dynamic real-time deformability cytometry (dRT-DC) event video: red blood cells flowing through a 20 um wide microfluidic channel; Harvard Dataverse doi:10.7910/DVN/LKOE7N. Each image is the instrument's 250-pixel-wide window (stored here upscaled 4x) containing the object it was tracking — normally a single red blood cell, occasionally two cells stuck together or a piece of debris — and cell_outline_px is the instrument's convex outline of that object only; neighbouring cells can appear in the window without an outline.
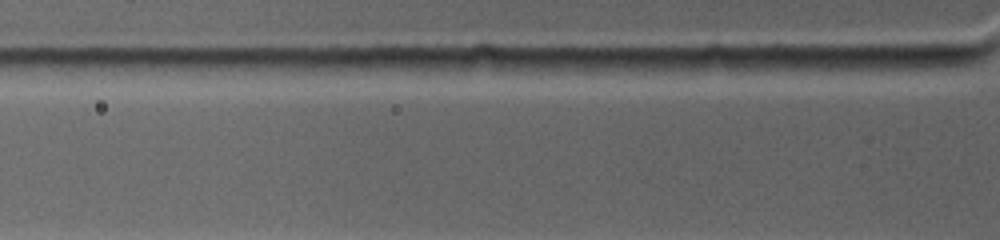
{"species": "common noctule bat (a hibernating species)", "species_latin": "Nyctalus noctula", "temperature_condition": "warm", "stored_images_in_passage": 2, "camera_frame_rate_fps": 4500, "um_per_image_px": 0.085, "animal": {"sex": "female", "body_mass_g": 19.0, "forearm_length_mm": 53.3}, "frame": {"image": 1, "passage_image": 2, "time_ms": 0.444, "image_size_px": [1000, 240], "cell_outline_px": [[736, 68], [692, 76], [636, 76], [616, 60], [684, 56], [728, 56]], "centroid_in_image_um": [57.59, 5.58], "position_along_channel_um": 68.2, "area_um2": 13.58}}